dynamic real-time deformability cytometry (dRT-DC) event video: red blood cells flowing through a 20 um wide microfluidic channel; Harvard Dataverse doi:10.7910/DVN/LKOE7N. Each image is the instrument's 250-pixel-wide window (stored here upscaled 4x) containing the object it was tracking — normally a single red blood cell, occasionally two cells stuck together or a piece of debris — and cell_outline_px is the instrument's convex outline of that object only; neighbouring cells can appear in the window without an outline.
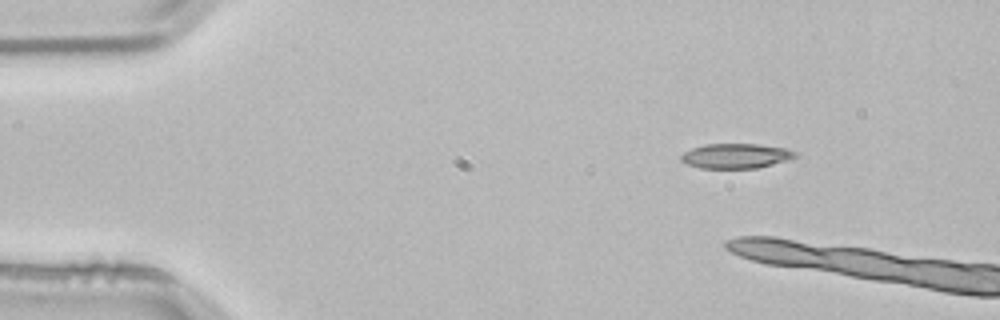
{"species": "common noctule bat (a hibernating species)", "species_latin": "Nyctalus noctula", "temperature_condition": "room temperature", "stored_images_in_passage": 2, "camera_frame_rate_fps": 3000, "um_per_image_px": 0.085, "animal": {"sex": "male", "body_mass_g": 21.5, "forearm_length_mm": 52.0}, "frame": {"image": 1, "passage_image": 1, "time_ms": 0.0, "image_size_px": [1000, 320], "cell_outline_px": [[800, 156], [788, 160], [756, 168], [700, 168], [688, 164], [680, 160], [680, 156], [684, 152], [692, 148], [704, 144], [756, 144], [784, 148], [796, 152]], "centroid_in_image_um": [62.55, 13.25], "position_along_channel_um": 22.5, "area_um2": 16.47}}